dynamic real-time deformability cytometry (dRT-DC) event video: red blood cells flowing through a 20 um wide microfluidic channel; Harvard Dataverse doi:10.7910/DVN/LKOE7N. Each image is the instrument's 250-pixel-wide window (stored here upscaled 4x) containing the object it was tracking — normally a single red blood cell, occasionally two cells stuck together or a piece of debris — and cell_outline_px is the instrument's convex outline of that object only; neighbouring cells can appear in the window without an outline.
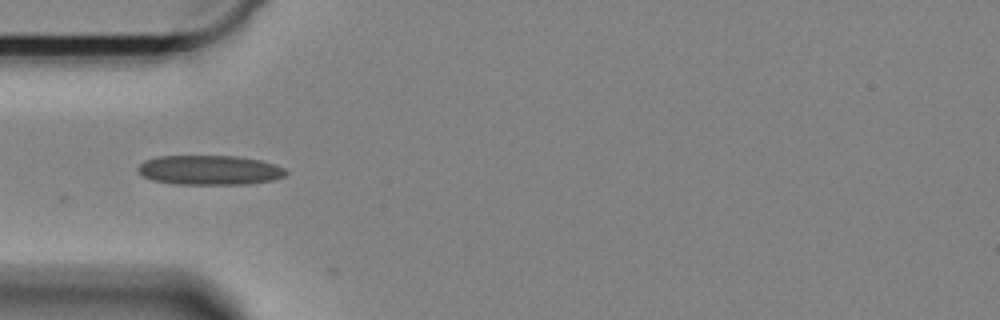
{"species": "Egyptian fruit bat (a non-hibernating species)", "species_latin": "Rousettus aegyptiacus", "temperature_condition": "cold", "stored_images_in_passage": 2, "camera_frame_rate_fps": 3000, "um_per_image_px": 0.085, "animal": {"sex": "female"}, "frame": {"image": 1, "passage_image": 1, "time_ms": 0.0, "image_size_px": [1000, 320], "cell_outline_px": [[288, 172], [284, 176], [272, 180], [248, 184], [176, 184], [152, 180], [144, 176], [136, 168], [144, 160], [156, 156], [236, 156], [260, 160], [276, 164], [284, 168]], "centroid_in_image_um": [17.82, 14.45], "position_along_channel_um": 67.2, "area_um2": 25.55}}